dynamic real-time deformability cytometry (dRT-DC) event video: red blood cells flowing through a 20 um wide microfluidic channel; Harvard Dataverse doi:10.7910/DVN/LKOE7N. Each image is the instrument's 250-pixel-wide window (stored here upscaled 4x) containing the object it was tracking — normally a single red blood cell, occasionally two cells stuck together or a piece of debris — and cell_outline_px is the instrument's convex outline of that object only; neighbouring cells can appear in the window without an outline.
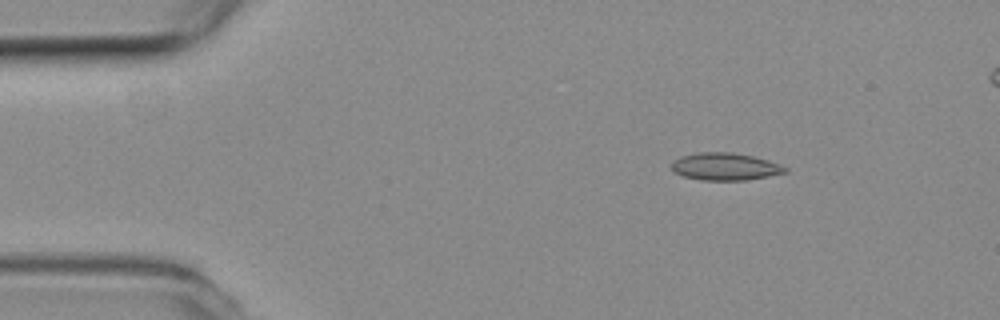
{"species": "common noctule bat (a hibernating species)", "species_latin": "Nyctalus noctula", "temperature_condition": "room temperature", "stored_images_in_passage": 52, "camera_frame_rate_fps": 3000, "um_per_image_px": 0.085, "animal": {"sex": "female", "body_mass_g": 19.3, "forearm_length_mm": 54.1}, "frame": {"image": 1, "passage_image": 7, "time_ms": 2.0, "image_size_px": [1000, 320], "cell_outline_px": [[788, 172], [768, 176], [744, 180], [704, 180], [684, 176], [676, 172], [672, 168], [672, 160], [680, 156], [700, 152], [732, 152], [752, 156], [768, 160], [780, 164], [788, 168]], "centroid_in_image_um": [61.65, 14.15], "position_along_channel_um": 23.3, "area_um2": 18.03}}
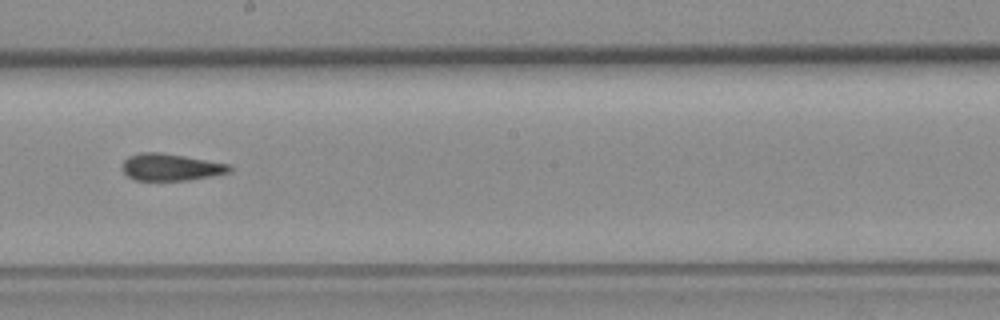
{"frame": {"image": 2, "passage_image": 29, "time_ms": 9.333, "image_size_px": [1000, 320], "cell_outline_px": [[232, 172], [188, 180], [136, 180], [128, 176], [124, 172], [120, 164], [128, 156], [140, 152], [160, 152], [184, 156], [228, 164], [232, 168]], "centroid_in_image_um": [14.48, 14.2], "position_along_channel_um": 233.7, "area_um2": 16.82}}
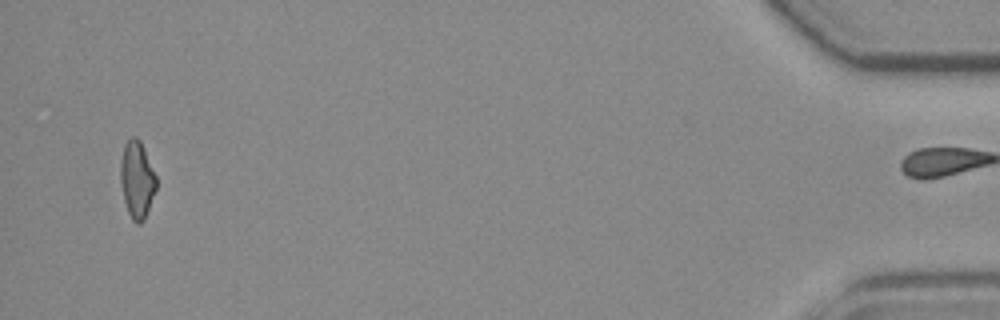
{"frame": {"image": 3, "passage_image": 51, "time_ms": 16.667, "image_size_px": [1000, 320], "cell_outline_px": [[156, 188], [144, 220], [140, 224], [136, 224], [132, 220], [128, 212], [124, 200], [120, 180], [120, 160], [124, 144], [132, 136], [136, 136], [140, 140], [156, 176]], "centroid_in_image_um": [11.62, 15.26], "position_along_channel_um": 423.6, "area_um2": 16.01}, "authors_computed_cell_mechanics": {"area_um2": 17.2533, "velocity_mm_per_s": 3.8307, "shape_relaxation_time_tau1_ms": null, "shape_relaxation_time_tau2_ms": 3.4362, "deformation_change_tau1": null, "deformation_change_tau2": 0.1072}}